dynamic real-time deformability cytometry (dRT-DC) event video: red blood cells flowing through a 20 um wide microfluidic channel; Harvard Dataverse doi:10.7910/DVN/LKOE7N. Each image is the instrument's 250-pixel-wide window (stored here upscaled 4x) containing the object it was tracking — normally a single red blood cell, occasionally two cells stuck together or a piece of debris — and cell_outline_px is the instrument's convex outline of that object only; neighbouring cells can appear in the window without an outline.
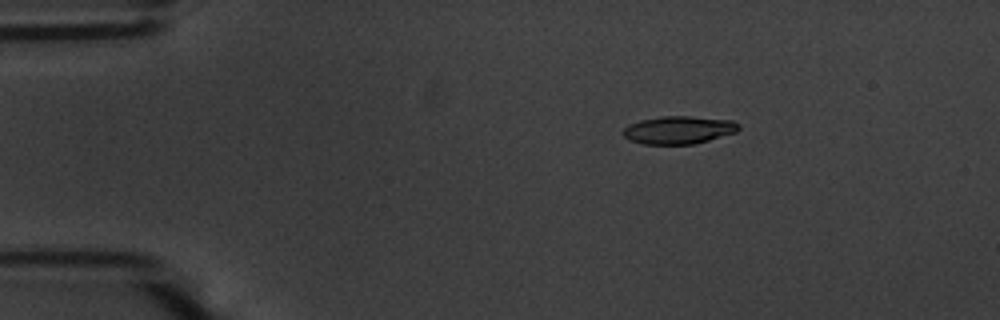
{"species": "common noctule bat (a hibernating species)", "species_latin": "Nyctalus noctula", "temperature_condition": "warm", "stored_images_in_passage": 55, "camera_frame_rate_fps": 3000, "um_per_image_px": 0.085, "animal": {"sex": "male", "body_mass_g": 20.1, "forearm_length_mm": 53.5}, "frame": {"image": 1, "passage_image": 10, "time_ms": 3.0, "image_size_px": [1000, 320], "cell_outline_px": [[740, 128], [736, 132], [708, 140], [692, 144], [644, 144], [632, 140], [624, 136], [624, 128], [628, 124], [640, 120], [660, 116], [688, 116], [732, 120], [740, 124]], "centroid_in_image_um": [57.7, 11.03], "position_along_channel_um": 27.3, "area_um2": 18.61}}
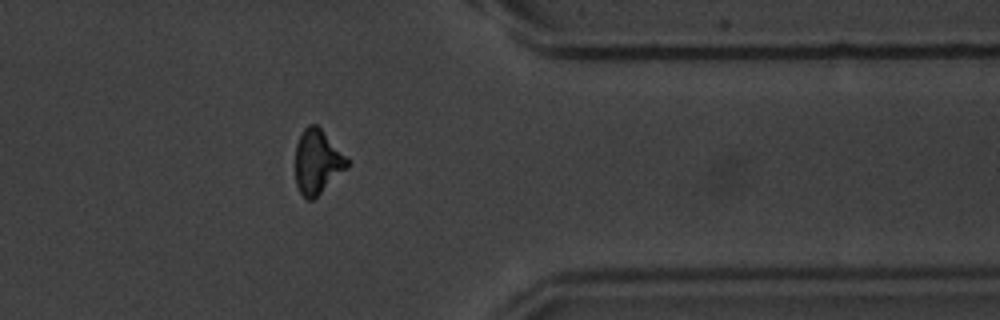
{"frame": {"image": 2, "passage_image": 45, "time_ms": 14.667, "image_size_px": [1000, 320], "cell_outline_px": [[348, 168], [312, 200], [308, 200], [300, 192], [296, 184], [296, 144], [304, 128], [308, 124], [316, 124], [320, 128], [348, 160]], "centroid_in_image_um": [26.96, 13.76], "position_along_channel_um": 384.4, "area_um2": 18.96}}
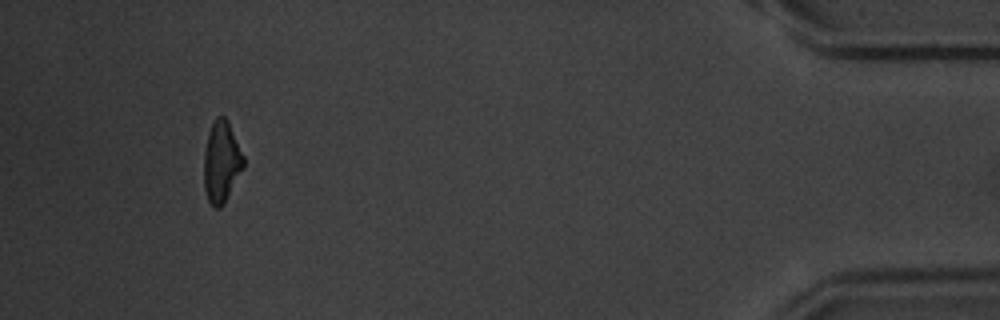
{"frame": {"image": 3, "passage_image": 52, "time_ms": 17.0, "image_size_px": [1000, 320], "cell_outline_px": [[244, 168], [224, 204], [220, 208], [212, 208], [208, 200], [204, 188], [204, 152], [208, 132], [216, 116], [224, 116], [228, 120], [244, 156]], "centroid_in_image_um": [18.83, 13.78], "position_along_channel_um": 416.4, "area_um2": 19.02}, "authors_computed_cell_mechanics": {"area_um2": 19.074, "velocity_mm_per_s": 3.7023, "shape_relaxation_time_tau1_ms": 4.4889, "shape_relaxation_time_tau2_ms": 4.0031, "deformation_change_tau1": 0.1686, "deformation_change_tau2": 0.1332}}